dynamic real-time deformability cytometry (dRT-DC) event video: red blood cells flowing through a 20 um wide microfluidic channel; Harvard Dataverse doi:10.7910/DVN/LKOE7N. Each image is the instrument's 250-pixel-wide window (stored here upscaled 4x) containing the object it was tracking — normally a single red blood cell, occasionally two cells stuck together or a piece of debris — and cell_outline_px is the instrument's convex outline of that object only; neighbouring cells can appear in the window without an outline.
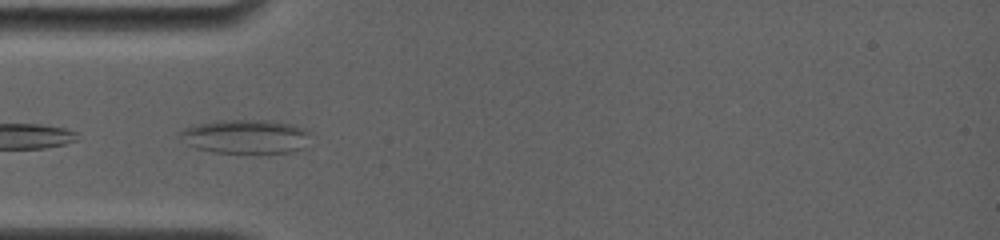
{"species": "common noctule bat (a hibernating species)", "species_latin": "Nyctalus noctula", "temperature_condition": "room temperature", "stored_images_in_passage": 4, "camera_frame_rate_fps": 4000, "um_per_image_px": 0.085, "animal": {"sex": "female", "body_mass_g": 19.0, "forearm_length_mm": 56.7}, "frame": {"image": 1, "passage_image": 2, "time_ms": 0.5, "image_size_px": [1000, 240], "cell_outline_px": [[308, 148], [292, 152], [212, 152], [196, 148], [188, 144], [176, 136], [176, 132], [184, 128], [196, 124], [216, 120], [272, 120], [292, 124], [304, 128], [308, 132]], "centroid_in_image_um": [20.86, 11.59], "position_along_channel_um": 64.1, "area_um2": 26.18}}